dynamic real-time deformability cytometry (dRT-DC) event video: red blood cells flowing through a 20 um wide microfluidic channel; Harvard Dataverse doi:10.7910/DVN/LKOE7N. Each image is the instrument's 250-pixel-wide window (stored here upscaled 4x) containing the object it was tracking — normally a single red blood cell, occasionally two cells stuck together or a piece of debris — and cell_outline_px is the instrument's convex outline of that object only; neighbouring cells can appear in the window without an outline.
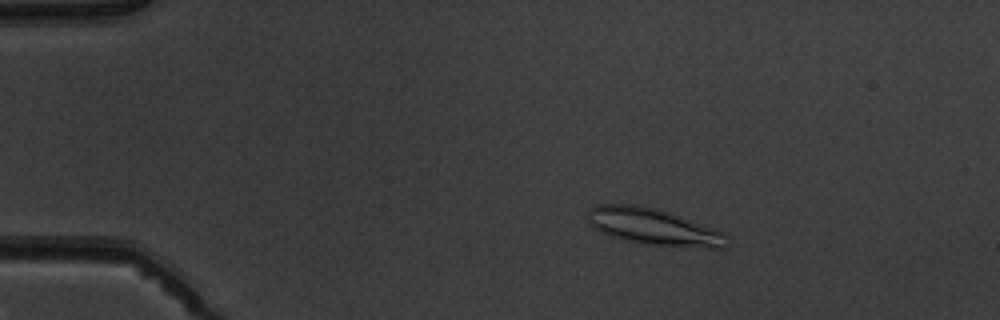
{"species": "common noctule bat (a hibernating species)", "species_latin": "Nyctalus noctula", "temperature_condition": "warm", "stored_images_in_passage": 4, "camera_frame_rate_fps": 3000, "um_per_image_px": 0.085, "animal": {"sex": "male", "body_mass_g": 19.5, "forearm_length_mm": 54.6}, "frame": {"image": 1, "passage_image": 3, "time_ms": 2.333, "image_size_px": [1000, 320], "cell_outline_px": [[728, 236], [724, 248], [712, 248], [640, 244], [608, 236], [592, 228], [588, 220], [588, 212], [596, 204], [640, 204], [656, 208], [668, 212], [724, 232]], "centroid_in_image_um": [55.49, 19.28], "position_along_channel_um": 29.5, "area_um2": 29.77}}